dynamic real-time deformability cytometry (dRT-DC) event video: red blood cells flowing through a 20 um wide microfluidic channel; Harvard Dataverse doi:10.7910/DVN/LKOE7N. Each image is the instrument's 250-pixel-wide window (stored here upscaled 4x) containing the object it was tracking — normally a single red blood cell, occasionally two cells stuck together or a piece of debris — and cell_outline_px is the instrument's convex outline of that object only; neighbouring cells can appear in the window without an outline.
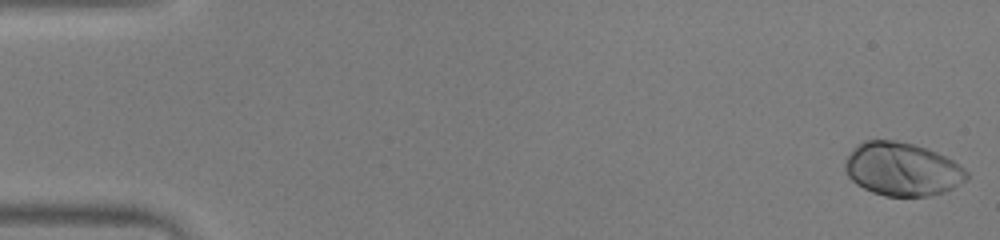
{"species": "human", "species_latin": "Homo sapiens", "temperature_condition": "warm", "stored_images_in_passage": 52, "camera_frame_rate_fps": 3000, "um_per_image_px": 0.085, "donor": {"sex": "male"}, "frame": {"image": 1, "passage_image": 1, "time_ms": 0.0, "image_size_px": [1000, 240], "cell_outline_px": [[968, 180], [944, 192], [928, 196], [884, 196], [872, 192], [856, 184], [848, 176], [844, 168], [844, 164], [848, 156], [856, 144], [864, 140], [896, 140], [912, 144], [936, 152], [960, 164], [968, 172]], "centroid_in_image_um": [76.68, 14.38], "position_along_channel_um": 8.3, "area_um2": 37.86}}
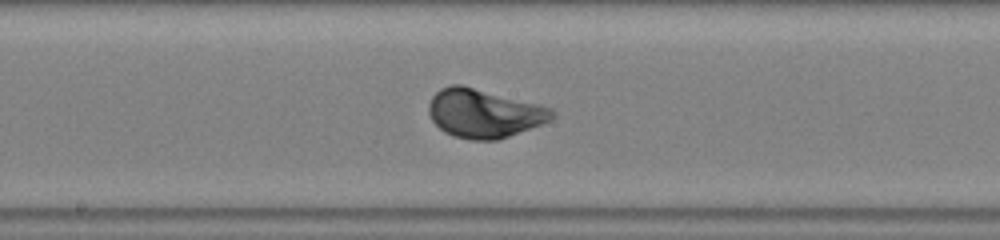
{"frame": {"image": 2, "passage_image": 28, "time_ms": 9.0, "image_size_px": [1000, 240], "cell_outline_px": [[556, 112], [548, 120], [540, 124], [508, 136], [496, 140], [472, 140], [452, 136], [444, 132], [432, 120], [428, 112], [428, 104], [432, 96], [440, 88], [452, 84], [464, 84], [540, 104], [552, 108]], "centroid_in_image_um": [41.1, 9.6], "position_along_channel_um": 207.1, "area_um2": 35.08}}
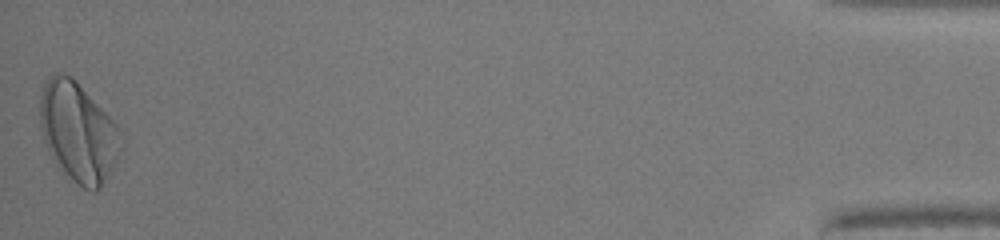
{"frame": {"image": 3, "passage_image": 52, "time_ms": 17.0, "image_size_px": [1000, 240], "cell_outline_px": [[120, 152], [116, 160], [100, 188], [96, 192], [92, 192], [84, 188], [56, 164], [52, 160], [48, 152], [44, 140], [40, 124], [40, 96], [44, 84], [48, 76], [56, 72], [60, 72], [72, 76], [76, 80], [116, 124]], "centroid_in_image_um": [6.59, 11.18], "position_along_channel_um": 428.6, "area_um2": 46.07}, "authors_computed_cell_mechanics": {"area_um2": 34.9112, "velocity_mm_per_s": 3.9432, "shape_relaxation_time_tau1_ms": 2.1247, "shape_relaxation_time_tau2_ms": null, "deformation_change_tau1": 0.1652, "deformation_change_tau2": null}}